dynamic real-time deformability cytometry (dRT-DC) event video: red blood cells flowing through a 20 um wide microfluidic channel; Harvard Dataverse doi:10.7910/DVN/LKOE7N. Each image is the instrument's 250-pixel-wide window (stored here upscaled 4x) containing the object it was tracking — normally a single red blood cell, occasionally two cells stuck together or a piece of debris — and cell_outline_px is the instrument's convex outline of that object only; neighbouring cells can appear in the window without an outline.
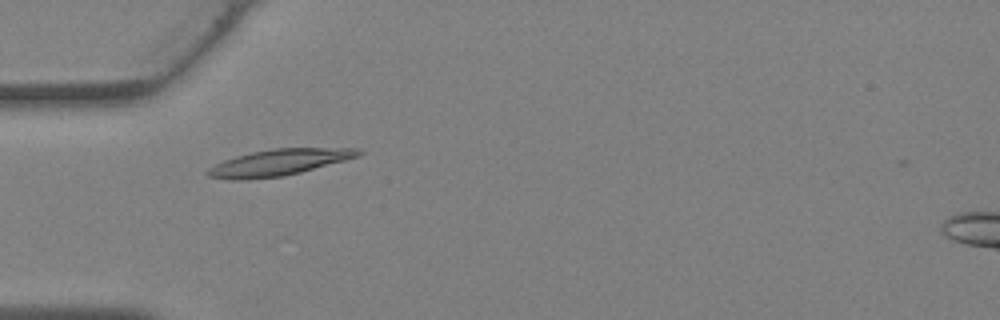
{"species": "Egyptian fruit bat (a non-hibernating species)", "species_latin": "Rousettus aegyptiacus", "temperature_condition": "warm", "stored_images_in_passage": 28, "camera_frame_rate_fps": 3000, "um_per_image_px": 0.085, "animal": {"sex": "female"}, "frame": {"image": 1, "passage_image": 1, "time_ms": 0.0, "image_size_px": [1000, 320], "cell_outline_px": [[364, 152], [360, 156], [300, 172], [280, 176], [248, 180], [228, 180], [208, 176], [204, 172], [208, 168], [224, 160], [236, 156], [252, 152], [272, 148], [360, 148]], "centroid_in_image_um": [23.69, 13.81], "position_along_channel_um": 61.3, "area_um2": 23.12}}
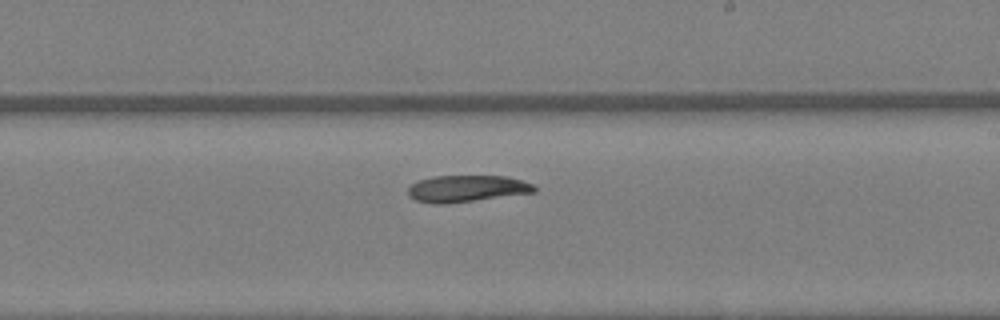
{"frame": {"image": 2, "passage_image": 12, "time_ms": 3.667, "image_size_px": [1000, 320], "cell_outline_px": [[536, 192], [448, 204], [432, 204], [416, 200], [408, 196], [408, 188], [412, 184], [420, 180], [432, 176], [508, 176], [532, 184], [536, 188]], "centroid_in_image_um": [39.66, 16.04], "position_along_channel_um": 249.3, "area_um2": 19.71}}
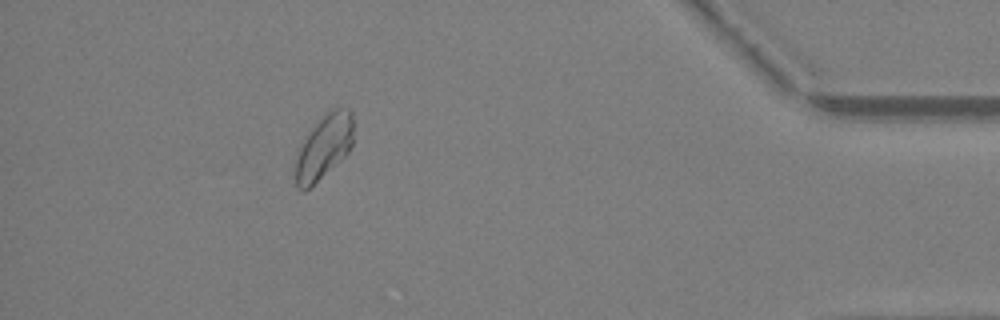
{"frame": {"image": 3, "passage_image": 24, "time_ms": 7.667, "image_size_px": [1000, 320], "cell_outline_px": [[352, 144], [348, 152], [340, 160], [308, 188], [296, 188], [296, 148], [316, 120], [332, 108], [352, 108]], "centroid_in_image_um": [27.51, 12.4], "position_along_channel_um": 407.7, "area_um2": 21.68}}